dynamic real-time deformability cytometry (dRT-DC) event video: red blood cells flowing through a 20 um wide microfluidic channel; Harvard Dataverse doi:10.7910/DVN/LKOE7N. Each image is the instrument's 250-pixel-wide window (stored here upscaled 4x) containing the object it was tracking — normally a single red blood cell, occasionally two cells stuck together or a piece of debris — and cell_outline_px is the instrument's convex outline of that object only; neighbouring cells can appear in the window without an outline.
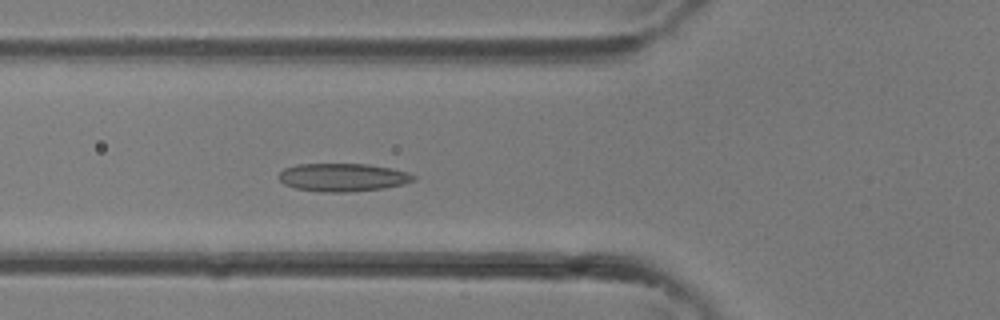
{"species": "common noctule bat (a hibernating species)", "species_latin": "Nyctalus noctula", "temperature_condition": "room temperature", "stored_images_in_passage": 35, "camera_frame_rate_fps": 3000, "um_per_image_px": 0.085, "animal": {"sex": "female"}, "frame": {"image": 1, "passage_image": 12, "time_ms": 3.667, "image_size_px": [1000, 320], "cell_outline_px": [[416, 180], [404, 184], [384, 188], [348, 192], [320, 192], [296, 188], [284, 184], [276, 176], [284, 168], [296, 164], [368, 164], [408, 172], [416, 176]], "centroid_in_image_um": [29.12, 15.08], "position_along_channel_um": 96.7, "area_um2": 22.14}}
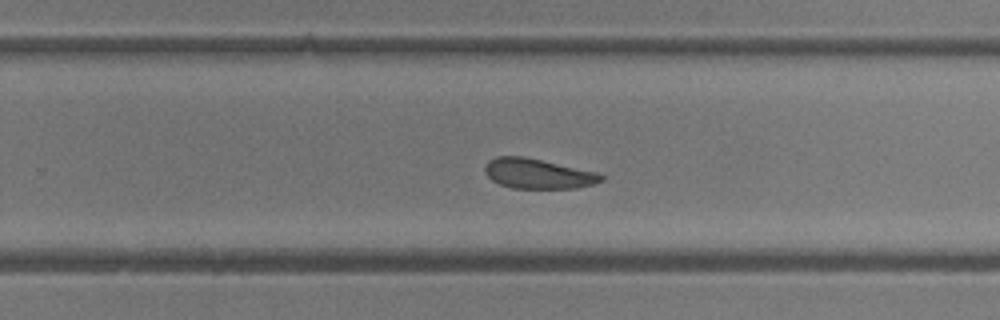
{"frame": {"image": 2, "passage_image": 22, "time_ms": 7.0, "image_size_px": [1000, 320], "cell_outline_px": [[604, 180], [592, 184], [576, 188], [512, 188], [500, 184], [492, 180], [484, 172], [484, 164], [488, 160], [496, 156], [524, 156], [600, 172], [604, 176]], "centroid_in_image_um": [45.73, 14.75], "position_along_channel_um": 284.1, "area_um2": 20.58}}
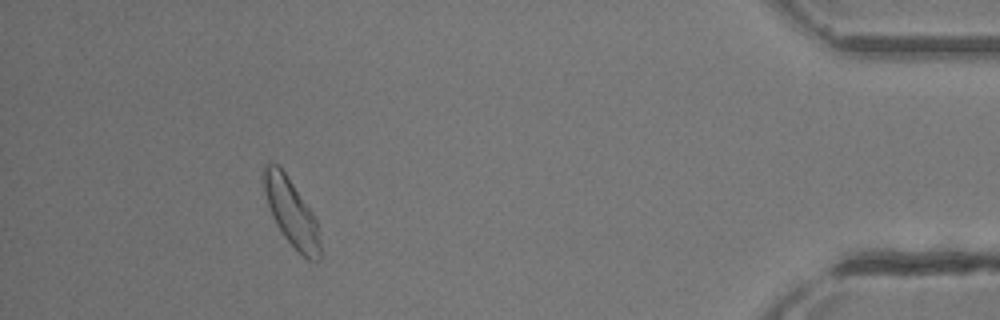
{"frame": {"image": 3, "passage_image": 32, "time_ms": 10.333, "image_size_px": [1000, 320], "cell_outline_px": [[320, 260], [316, 264], [308, 260], [284, 236], [276, 224], [272, 216], [264, 192], [264, 164], [276, 164], [284, 172], [312, 212], [316, 220], [320, 244]], "centroid_in_image_um": [24.78, 18.11], "position_along_channel_um": 410.4, "area_um2": 21.44}}